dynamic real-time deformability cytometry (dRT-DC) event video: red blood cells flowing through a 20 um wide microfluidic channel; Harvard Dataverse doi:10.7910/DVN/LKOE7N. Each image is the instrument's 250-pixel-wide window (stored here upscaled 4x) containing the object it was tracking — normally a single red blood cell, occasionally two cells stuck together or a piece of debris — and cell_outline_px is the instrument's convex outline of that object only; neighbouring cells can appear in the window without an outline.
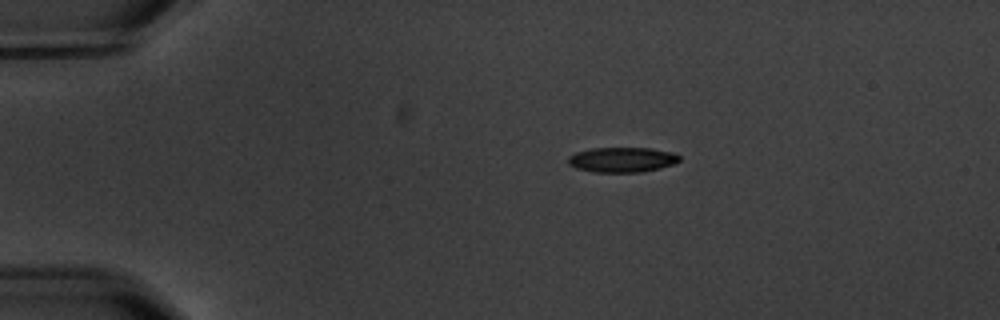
{"species": "common noctule bat (a hibernating species)", "species_latin": "Nyctalus noctula", "temperature_condition": "warm", "stored_images_in_passage": 6, "camera_frame_rate_fps": 3000, "um_per_image_px": 0.085, "animal": {"sex": "male", "body_mass_g": 20.1, "forearm_length_mm": 53.5}, "frame": {"image": 1, "passage_image": 6, "time_ms": 6.333, "image_size_px": [1000, 320], "cell_outline_px": [[680, 160], [672, 164], [660, 168], [640, 172], [592, 172], [576, 168], [568, 164], [568, 156], [576, 152], [592, 148], [652, 148], [672, 152], [680, 156]], "centroid_in_image_um": [52.86, 13.57], "position_along_channel_um": 32.1, "area_um2": 16.24}}